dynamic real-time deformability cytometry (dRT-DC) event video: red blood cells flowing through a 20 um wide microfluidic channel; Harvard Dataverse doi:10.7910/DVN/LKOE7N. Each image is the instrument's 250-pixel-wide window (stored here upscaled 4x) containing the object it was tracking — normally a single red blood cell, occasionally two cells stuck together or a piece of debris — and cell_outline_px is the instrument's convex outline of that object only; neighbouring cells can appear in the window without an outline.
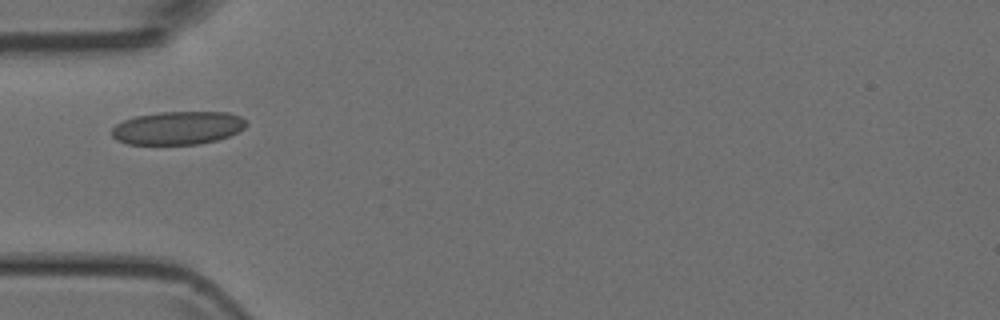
{"species": "Egyptian fruit bat (a non-hibernating species)", "species_latin": "Rousettus aegyptiacus", "temperature_condition": "room temperature", "stored_images_in_passage": 33, "camera_frame_rate_fps": 3000, "um_per_image_px": 0.085, "animal": {"sex": "female"}, "frame": {"image": 1, "passage_image": 1, "time_ms": 0.0, "image_size_px": [1000, 320], "cell_outline_px": [[248, 124], [244, 128], [228, 136], [216, 140], [200, 144], [128, 144], [116, 140], [112, 136], [112, 128], [116, 124], [124, 120], [136, 116], [160, 112], [228, 112], [240, 116]], "centroid_in_image_um": [15.1, 10.87], "position_along_channel_um": 69.9, "area_um2": 25.95}}
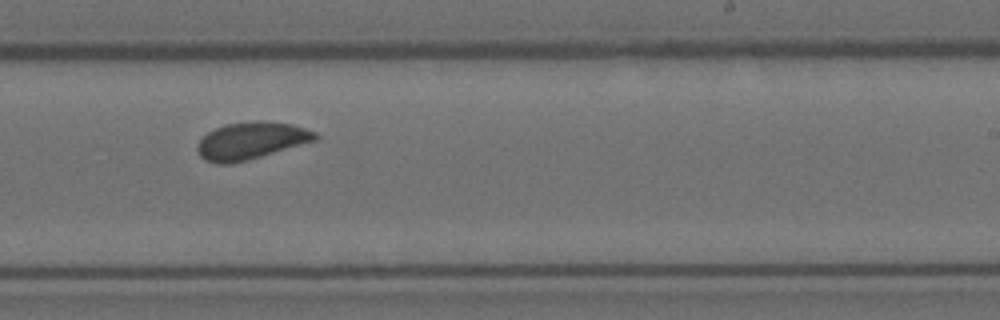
{"frame": {"image": 2, "passage_image": 15, "time_ms": 4.667, "image_size_px": [1000, 320], "cell_outline_px": [[320, 136], [316, 140], [260, 156], [228, 164], [216, 164], [204, 160], [196, 152], [196, 144], [208, 132], [224, 124], [256, 120], [264, 120], [292, 124], [316, 132]], "centroid_in_image_um": [21.31, 11.94], "position_along_channel_um": 267.7, "area_um2": 25.49}}
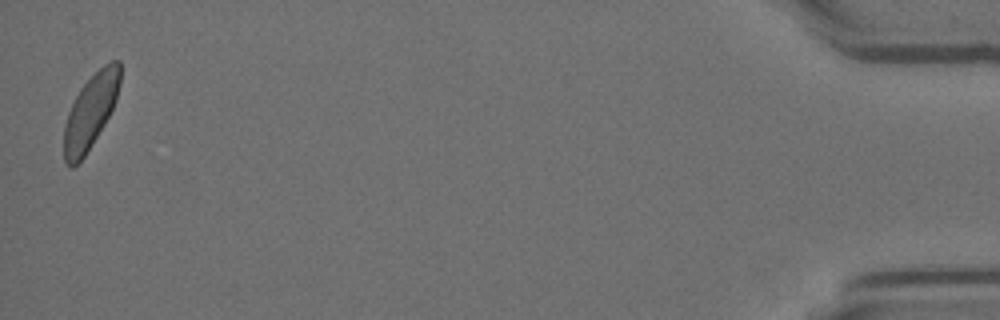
{"frame": {"image": 3, "passage_image": 33, "time_ms": 10.667, "image_size_px": [1000, 320], "cell_outline_px": [[120, 84], [116, 100], [104, 124], [84, 156], [72, 168], [68, 168], [64, 164], [64, 124], [68, 112], [80, 88], [104, 64], [112, 60], [120, 60]], "centroid_in_image_um": [7.68, 9.49], "position_along_channel_um": 427.5, "area_um2": 23.99}}